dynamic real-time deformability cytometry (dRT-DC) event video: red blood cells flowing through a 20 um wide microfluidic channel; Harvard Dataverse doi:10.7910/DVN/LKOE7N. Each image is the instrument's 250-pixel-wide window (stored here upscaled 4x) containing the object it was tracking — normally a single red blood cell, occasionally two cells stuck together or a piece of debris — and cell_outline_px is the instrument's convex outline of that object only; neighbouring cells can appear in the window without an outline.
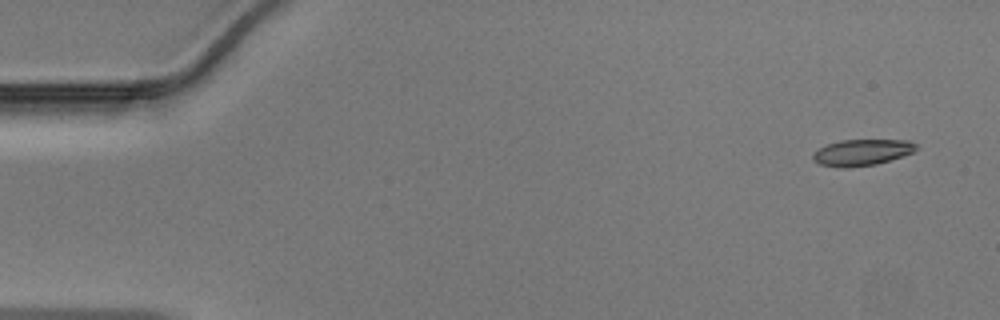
{"species": "Egyptian fruit bat (a non-hibernating species)", "species_latin": "Rousettus aegyptiacus", "temperature_condition": "warm", "stored_images_in_passage": 46, "camera_frame_rate_fps": 3000, "um_per_image_px": 0.085, "animal": {"sex": "male"}, "frame": {"image": 1, "passage_image": 1, "time_ms": 0.0, "image_size_px": [1000, 320], "cell_outline_px": [[916, 148], [912, 152], [876, 164], [848, 168], [844, 168], [820, 164], [812, 160], [812, 156], [820, 148], [828, 144], [840, 140], [908, 140], [916, 144]], "centroid_in_image_um": [73.23, 12.95], "position_along_channel_um": 11.8, "area_um2": 15.49}}
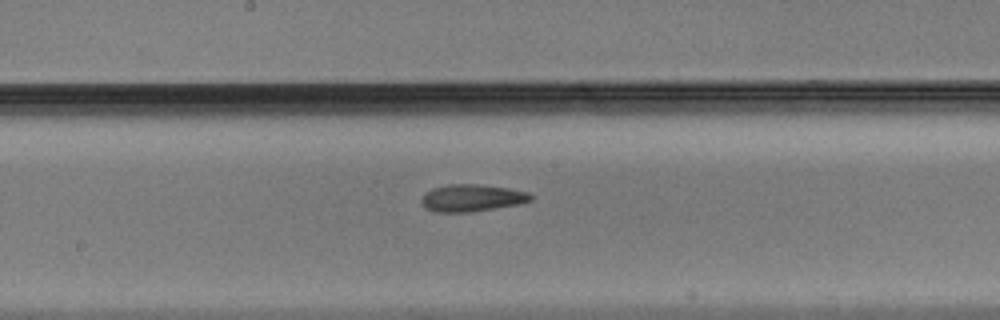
{"frame": {"image": 2, "passage_image": 24, "time_ms": 7.667, "image_size_px": [1000, 320], "cell_outline_px": [[532, 200], [520, 204], [468, 212], [436, 212], [424, 208], [420, 200], [424, 192], [432, 188], [448, 184], [476, 184], [508, 188], [528, 192], [532, 196]], "centroid_in_image_um": [40.06, 16.82], "position_along_channel_um": 208.1, "area_um2": 17.34}}
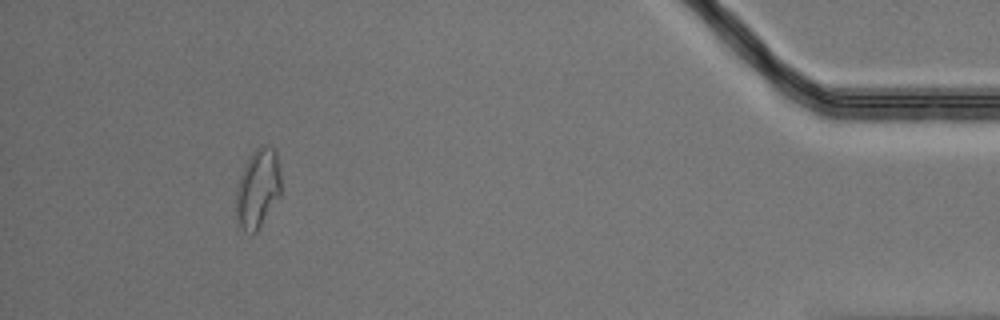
{"frame": {"image": 3, "passage_image": 43, "time_ms": 14.0, "image_size_px": [1000, 320], "cell_outline_px": [[280, 196], [260, 228], [256, 232], [244, 232], [240, 224], [236, 212], [236, 188], [240, 176], [252, 152], [260, 144], [264, 144], [276, 148], [280, 176]], "centroid_in_image_um": [21.93, 16.0], "position_along_channel_um": 413.3, "area_um2": 20.75}}